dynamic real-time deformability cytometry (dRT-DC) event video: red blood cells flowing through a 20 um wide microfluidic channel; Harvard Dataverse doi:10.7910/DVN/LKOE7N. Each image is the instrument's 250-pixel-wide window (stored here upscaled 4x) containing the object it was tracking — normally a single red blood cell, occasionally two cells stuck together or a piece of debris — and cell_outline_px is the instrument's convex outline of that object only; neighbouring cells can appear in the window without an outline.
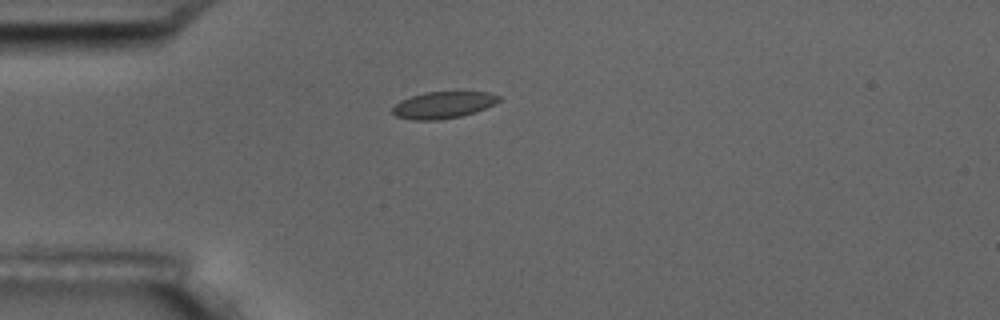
{"species": "common noctule bat (a hibernating species)", "species_latin": "Nyctalus noctula", "temperature_condition": "room temperature", "stored_images_in_passage": 3, "camera_frame_rate_fps": 3000, "um_per_image_px": 0.085, "animal": {"sex": "male", "body_mass_g": 17.5, "forearm_length_mm": 52.3}, "frame": {"image": 1, "passage_image": 1, "time_ms": 0.0, "image_size_px": [1000, 320], "cell_outline_px": [[500, 100], [476, 112], [460, 116], [436, 120], [412, 120], [396, 116], [392, 112], [392, 108], [400, 100], [424, 92], [488, 92], [500, 96]], "centroid_in_image_um": [37.64, 8.92], "position_along_channel_um": 47.4, "area_um2": 16.42}}
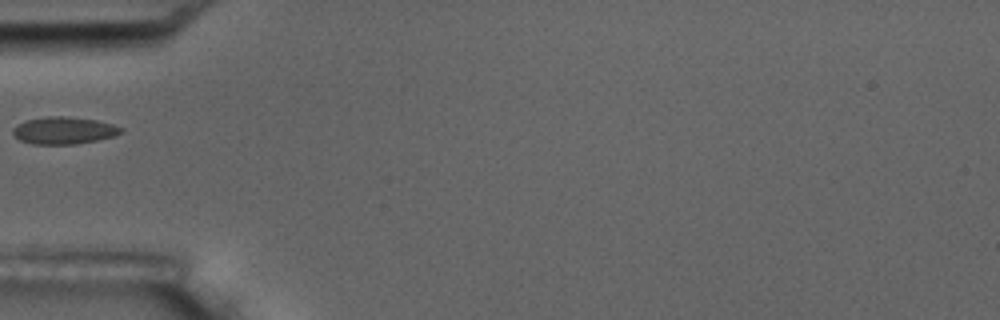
{"frame": {"image": 2, "passage_image": 2, "time_ms": 1.333, "image_size_px": [1000, 320], "cell_outline_px": [[124, 132], [112, 136], [96, 140], [72, 144], [32, 144], [20, 140], [12, 132], [12, 128], [16, 124], [24, 120], [44, 116], [68, 116], [96, 120], [112, 124], [124, 128]], "centroid_in_image_um": [5.4, 11.07], "position_along_channel_um": 79.6, "area_um2": 17.22}}